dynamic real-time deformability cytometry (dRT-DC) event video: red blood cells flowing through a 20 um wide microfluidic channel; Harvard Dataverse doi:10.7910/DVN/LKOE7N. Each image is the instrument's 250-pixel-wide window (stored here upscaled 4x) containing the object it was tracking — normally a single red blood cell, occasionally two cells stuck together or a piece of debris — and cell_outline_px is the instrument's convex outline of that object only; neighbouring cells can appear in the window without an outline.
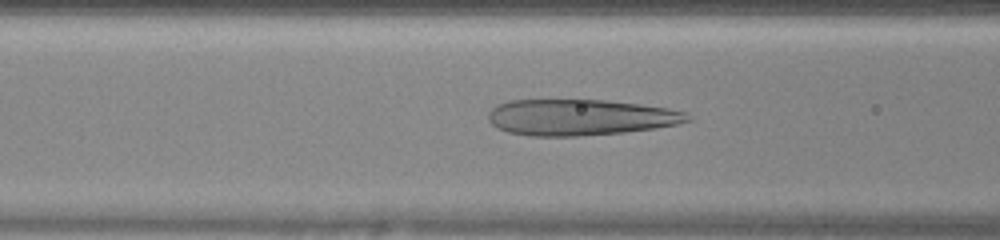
{"species": "human", "species_latin": "Homo sapiens", "temperature_condition": "warm", "stored_images_in_passage": 20, "camera_frame_rate_fps": 3000, "um_per_image_px": 0.085, "donor": {"sex": "female"}, "frame": {"image": 1, "passage_image": 4, "time_ms": 1.0, "image_size_px": [1000, 240], "cell_outline_px": [[692, 120], [676, 124], [656, 128], [624, 132], [576, 136], [532, 136], [508, 132], [496, 128], [488, 120], [488, 112], [496, 104], [508, 100], [604, 100], [640, 104], [668, 108], [688, 112]], "centroid_in_image_um": [49.3, 9.97], "position_along_channel_um": 117.3, "area_um2": 42.08}}
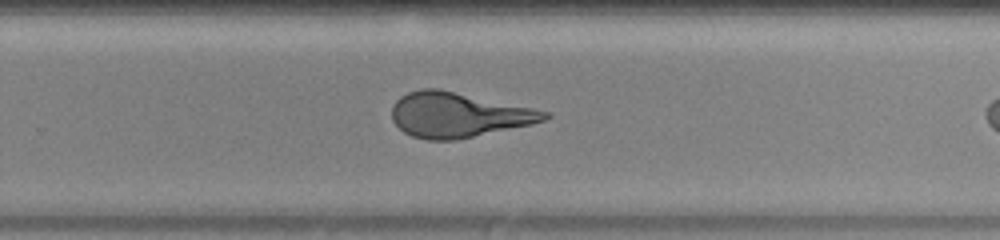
{"frame": {"image": 2, "passage_image": 16, "time_ms": 5.0, "image_size_px": [1000, 240], "cell_outline_px": [[552, 116], [544, 120], [532, 124], [456, 140], [428, 140], [412, 136], [404, 132], [392, 120], [392, 104], [400, 96], [408, 92], [420, 88], [436, 88], [552, 112]], "centroid_in_image_um": [38.94, 9.76], "position_along_channel_um": 290.9, "area_um2": 39.82}}
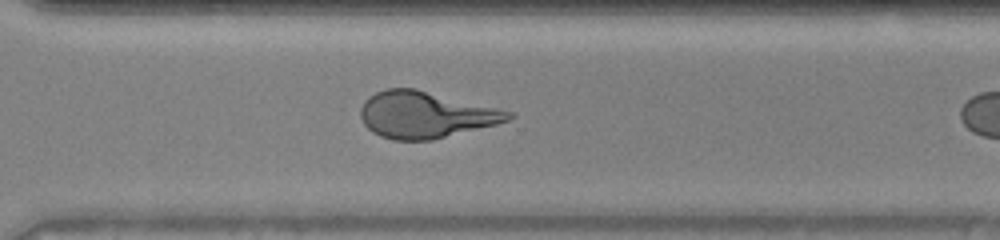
{"frame": {"image": 3, "passage_image": 19, "time_ms": 6.0, "image_size_px": [1000, 240], "cell_outline_px": [[516, 116], [508, 120], [496, 124], [432, 140], [392, 140], [380, 136], [372, 132], [364, 124], [360, 116], [360, 108], [364, 100], [368, 96], [384, 88], [416, 88], [512, 112]], "centroid_in_image_um": [36.11, 9.75], "position_along_channel_um": 334.5, "area_um2": 40.0}}